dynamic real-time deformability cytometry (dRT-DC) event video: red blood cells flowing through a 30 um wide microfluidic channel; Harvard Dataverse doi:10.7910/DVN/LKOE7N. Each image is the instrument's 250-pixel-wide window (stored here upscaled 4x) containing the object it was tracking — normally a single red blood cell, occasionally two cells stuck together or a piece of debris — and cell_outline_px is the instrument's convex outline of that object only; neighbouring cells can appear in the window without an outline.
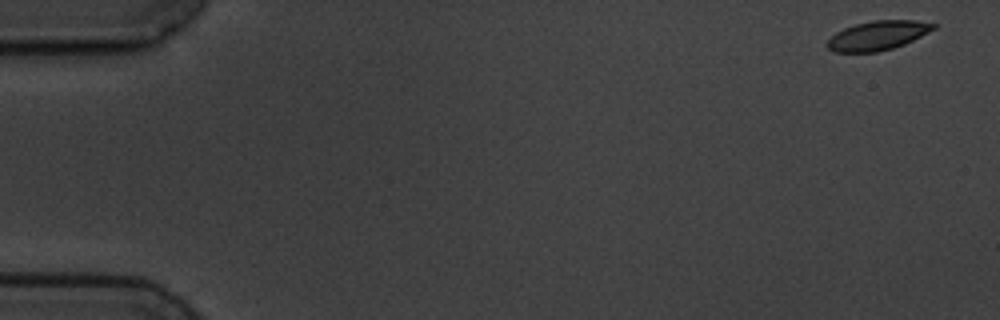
{"species": "common noctule bat (a hibernating species)", "species_latin": "Nyctalus noctula", "temperature_condition": "cold", "stored_images_in_passage": 4, "camera_frame_rate_fps": 3000, "um_per_image_px": 0.085, "animal": {"sex": "male", "body_mass_g": 19.5, "forearm_length_mm": 54.6}, "frame": {"image": 1, "passage_image": 1, "time_ms": 0.0, "image_size_px": [1000, 320], "cell_outline_px": [[936, 28], [904, 44], [892, 48], [876, 52], [832, 52], [824, 44], [836, 32], [844, 28], [856, 24], [872, 20], [916, 20], [936, 24]], "centroid_in_image_um": [74.57, 3.02], "position_along_channel_um": 10.4, "area_um2": 18.03}}
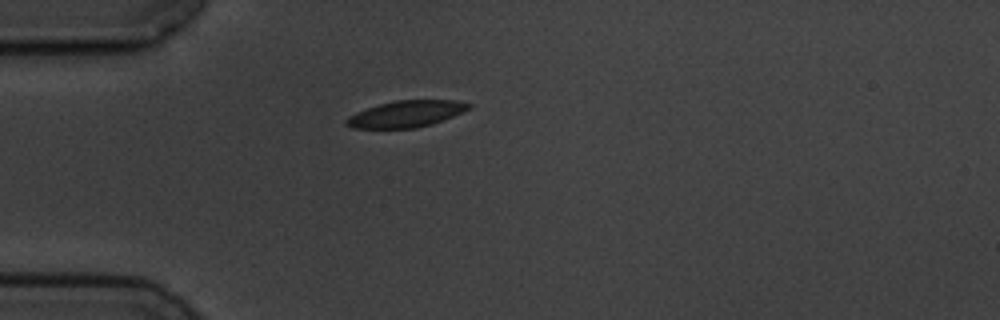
{"frame": {"image": 2, "passage_image": 4, "time_ms": 4.667, "image_size_px": [1000, 320], "cell_outline_px": [[472, 108], [432, 124], [416, 128], [352, 128], [344, 124], [344, 120], [348, 116], [356, 112], [380, 104], [396, 100], [456, 100], [472, 104]], "centroid_in_image_um": [34.51, 9.68], "position_along_channel_um": 50.5, "area_um2": 18.9}}